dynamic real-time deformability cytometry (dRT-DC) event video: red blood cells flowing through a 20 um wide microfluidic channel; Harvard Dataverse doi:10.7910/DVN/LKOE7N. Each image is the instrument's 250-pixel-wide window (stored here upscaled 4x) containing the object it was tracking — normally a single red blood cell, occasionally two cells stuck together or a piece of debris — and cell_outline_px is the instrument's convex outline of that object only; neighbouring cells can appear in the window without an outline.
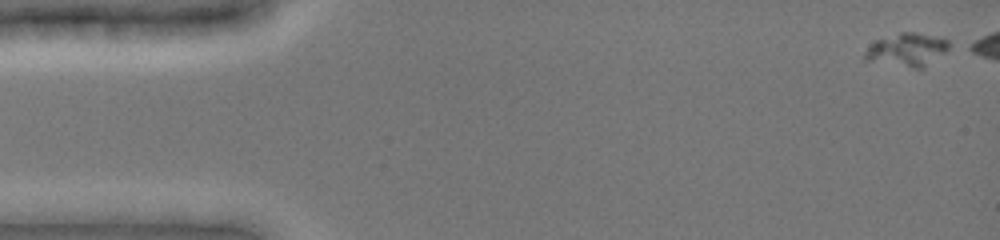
{"species": "common noctule bat (a hibernating species)", "species_latin": "Nyctalus noctula", "temperature_condition": "cold", "stored_images_in_passage": 6, "segment_of_instrument_passage": [1, 2], "camera_frame_rate_fps": 3000, "um_per_image_px": 0.085, "animal": {"sex": "female", "body_mass_g": 19.0, "forearm_length_mm": 51.5}, "frame": {"image": 1, "passage_image": 1, "time_ms": 0.0, "image_size_px": [1000, 240], "cell_outline_px": [[956, 44], [952, 48], [924, 68], [912, 68], [864, 60], [864, 52], [876, 40], [900, 32], [916, 32], [940, 36]], "centroid_in_image_um": [77.2, 4.22], "position_along_channel_um": 7.8, "area_um2": 16.7}}